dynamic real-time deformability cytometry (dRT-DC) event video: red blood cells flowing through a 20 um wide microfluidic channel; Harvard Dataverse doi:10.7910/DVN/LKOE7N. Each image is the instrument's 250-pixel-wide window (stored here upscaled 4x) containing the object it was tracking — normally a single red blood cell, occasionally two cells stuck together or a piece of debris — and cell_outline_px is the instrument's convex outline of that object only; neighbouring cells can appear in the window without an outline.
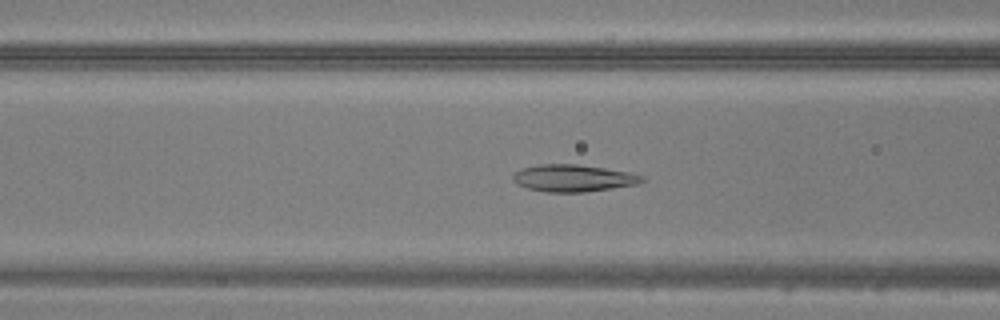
{"species": "common noctule bat (a hibernating species)", "species_latin": "Nyctalus noctula", "temperature_condition": "warm", "stored_images_in_passage": 48, "camera_frame_rate_fps": 3000, "um_per_image_px": 0.085, "animal": {"sex": "male", "body_mass_g": 20.5, "forearm_length_mm": 52.5}, "frame": {"image": 1, "passage_image": 20, "time_ms": 6.333, "image_size_px": [1000, 320], "cell_outline_px": [[648, 180], [636, 184], [612, 188], [584, 192], [544, 192], [528, 188], [516, 184], [512, 180], [512, 176], [516, 172], [524, 168], [540, 164], [576, 164], [632, 172], [644, 176]], "centroid_in_image_um": [48.76, 15.14], "position_along_channel_um": 117.8, "area_um2": 20.4}}
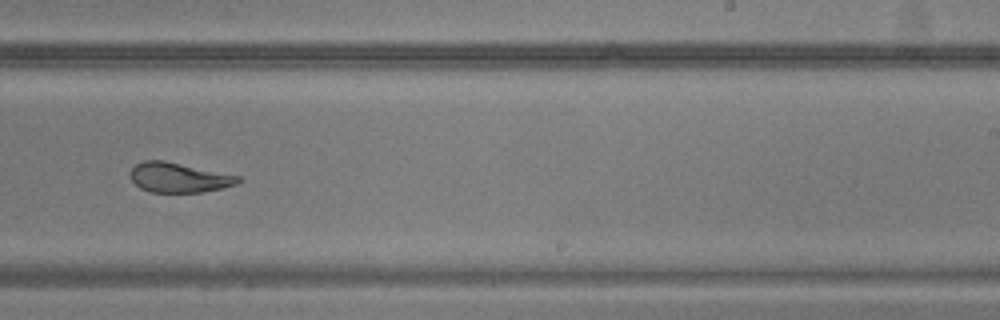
{"frame": {"image": 2, "passage_image": 31, "time_ms": 10.0, "image_size_px": [1000, 320], "cell_outline_px": [[240, 180], [236, 184], [220, 188], [200, 192], [148, 192], [140, 188], [128, 176], [128, 172], [136, 164], [144, 160], [164, 160], [240, 176]], "centroid_in_image_um": [15.13, 15.08], "position_along_channel_um": 273.9, "area_um2": 18.67}}
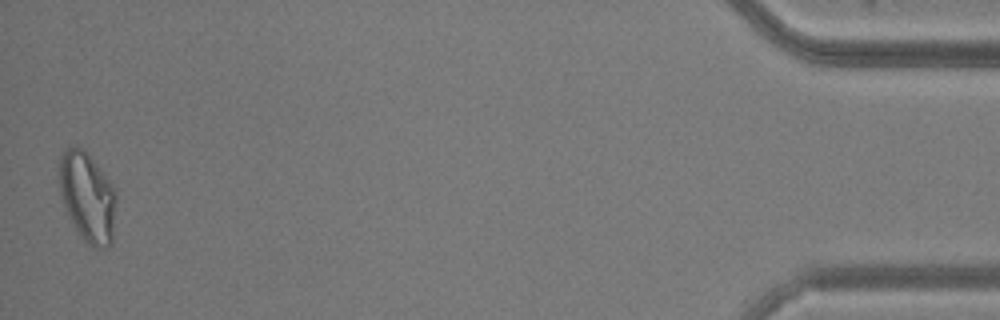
{"frame": {"image": 3, "passage_image": 48, "time_ms": 15.667, "image_size_px": [1000, 320], "cell_outline_px": [[116, 200], [112, 244], [108, 248], [96, 248], [88, 244], [80, 236], [68, 216], [60, 196], [60, 160], [64, 152], [72, 144], [80, 148], [92, 160], [112, 184], [116, 192]], "centroid_in_image_um": [7.45, 16.81], "position_along_channel_um": 427.8, "area_um2": 29.48}}